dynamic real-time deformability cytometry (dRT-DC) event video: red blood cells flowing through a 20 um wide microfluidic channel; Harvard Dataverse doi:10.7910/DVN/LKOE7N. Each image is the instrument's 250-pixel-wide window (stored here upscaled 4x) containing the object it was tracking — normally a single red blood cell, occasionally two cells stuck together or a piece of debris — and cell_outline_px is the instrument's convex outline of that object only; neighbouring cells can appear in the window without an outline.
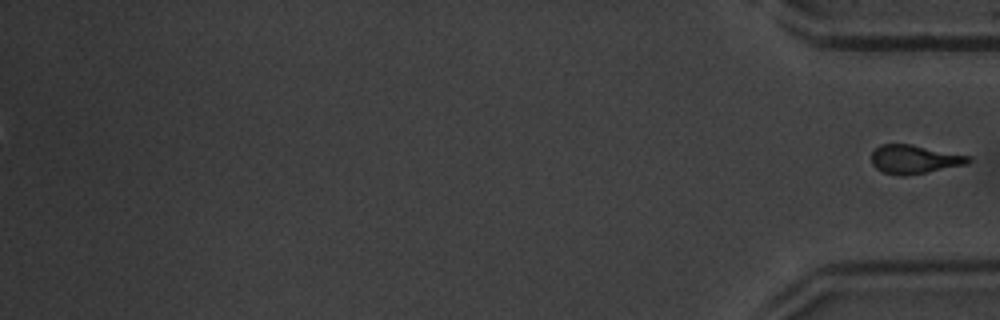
{"species": "common noctule bat (a hibernating species)", "species_latin": "Nyctalus noctula", "temperature_condition": "warm", "stored_images_in_passage": 37, "segment_of_instrument_passage": [2, 2], "camera_frame_rate_fps": 3000, "um_per_image_px": 0.085, "animal": {"sex": "male", "body_mass_g": 20.1, "forearm_length_mm": 53.5}, "frame": {"image": 1, "passage_image": 37, "time_ms": 12.0, "image_size_px": [1000, 320], "cell_outline_px": [[972, 160], [968, 164], [904, 176], [896, 176], [884, 172], [876, 168], [872, 164], [872, 152], [880, 144], [912, 144], [972, 156]], "centroid_in_image_um": [77.74, 13.53], "position_along_channel_um": 357.5, "area_um2": 16.3}}